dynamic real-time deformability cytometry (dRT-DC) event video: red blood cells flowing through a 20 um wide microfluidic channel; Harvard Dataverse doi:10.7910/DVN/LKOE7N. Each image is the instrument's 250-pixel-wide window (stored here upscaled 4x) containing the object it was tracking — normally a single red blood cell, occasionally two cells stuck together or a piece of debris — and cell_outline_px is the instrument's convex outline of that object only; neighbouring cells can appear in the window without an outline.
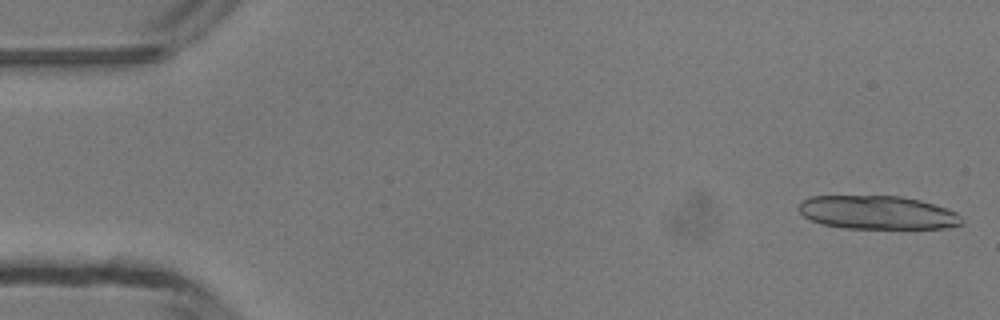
{"species": "common noctule bat (a hibernating species)", "species_latin": "Nyctalus noctula", "temperature_condition": "room temperature", "stored_images_in_passage": 5, "camera_frame_rate_fps": 3000, "um_per_image_px": 0.085, "animal": {"sex": "male", "body_mass_g": 13.3}, "frame": {"image": 1, "passage_image": 1, "time_ms": 0.0, "image_size_px": [1000, 320], "cell_outline_px": [[960, 224], [948, 228], [844, 228], [820, 224], [808, 220], [800, 212], [800, 204], [804, 200], [812, 196], [900, 196], [920, 200], [956, 212], [960, 216]], "centroid_in_image_um": [74.54, 18.07], "position_along_channel_um": 10.5, "area_um2": 31.56}}